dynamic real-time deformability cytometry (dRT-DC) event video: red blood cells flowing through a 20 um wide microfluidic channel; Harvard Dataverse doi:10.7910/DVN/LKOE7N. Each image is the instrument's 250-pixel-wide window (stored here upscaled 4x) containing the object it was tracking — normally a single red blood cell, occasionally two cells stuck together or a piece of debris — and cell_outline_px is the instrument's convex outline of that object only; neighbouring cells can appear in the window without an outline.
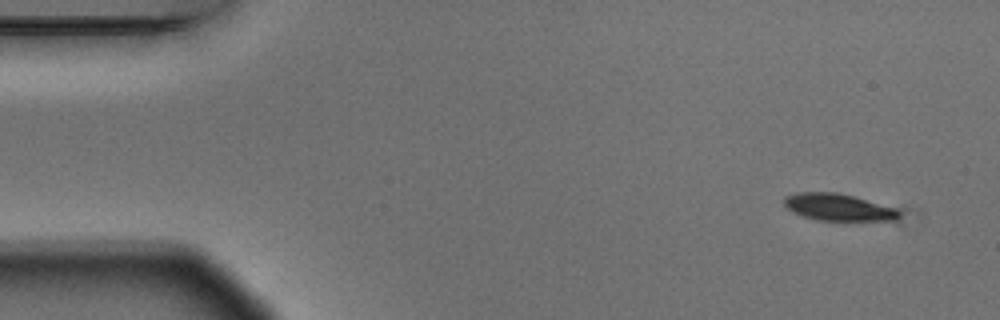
{"species": "Egyptian fruit bat (a non-hibernating species)", "species_latin": "Rousettus aegyptiacus", "temperature_condition": "warm", "stored_images_in_passage": 5, "camera_frame_rate_fps": 3000, "um_per_image_px": 0.085, "animal": {"sex": "male"}, "frame": {"image": 1, "passage_image": 1, "time_ms": 0.0, "image_size_px": [1000, 320], "cell_outline_px": [[900, 216], [896, 220], [816, 220], [792, 212], [784, 204], [784, 196], [800, 192], [836, 192], [852, 196], [896, 208], [900, 212]], "centroid_in_image_um": [71.24, 17.61], "position_along_channel_um": 13.8, "area_um2": 17.86}}
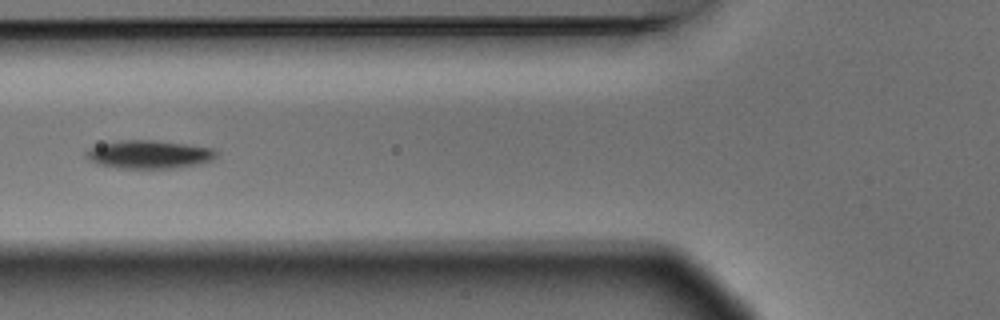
{"frame": {"image": 2, "passage_image": 5, "time_ms": 1.333, "image_size_px": [1000, 320], "cell_outline_px": [[220, 152], [212, 160], [196, 164], [176, 168], [116, 168], [96, 164], [88, 160], [84, 156], [84, 152], [92, 148], [104, 144], [120, 140], [152, 140], [184, 144], [212, 148]], "centroid_in_image_um": [12.65, 13.14], "position_along_channel_um": 113.1, "area_um2": 21.33}}